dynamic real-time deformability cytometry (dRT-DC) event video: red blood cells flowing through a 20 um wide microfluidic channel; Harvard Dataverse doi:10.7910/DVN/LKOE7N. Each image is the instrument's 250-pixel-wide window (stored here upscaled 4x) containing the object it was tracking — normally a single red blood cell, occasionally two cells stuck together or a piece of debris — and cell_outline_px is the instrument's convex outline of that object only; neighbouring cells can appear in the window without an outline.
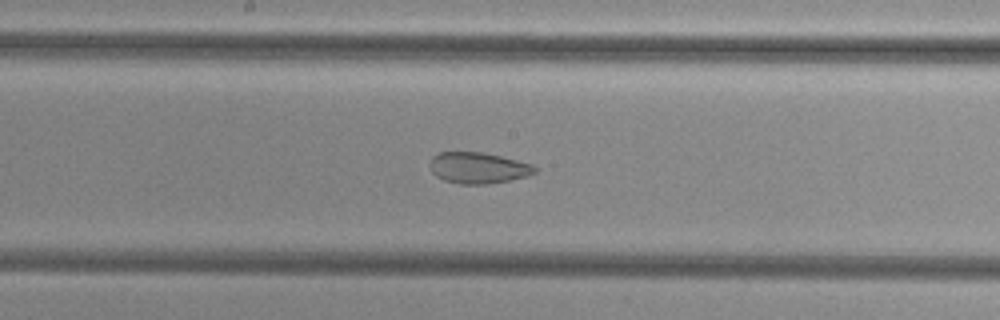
{"species": "common noctule bat (a hibernating species)", "species_latin": "Nyctalus noctula", "temperature_condition": "cold", "stored_images_in_passage": 43, "camera_frame_rate_fps": 3000, "um_per_image_px": 0.085, "animal": {"sex": "female", "body_mass_g": 29.2, "forearm_length_mm": 56.3}, "frame": {"image": 1, "passage_image": 18, "time_ms": 5.667, "image_size_px": [1000, 320], "cell_outline_px": [[536, 172], [528, 176], [508, 180], [484, 184], [460, 184], [444, 180], [436, 176], [432, 172], [428, 164], [432, 156], [440, 152], [484, 152], [532, 164], [536, 168]], "centroid_in_image_um": [40.61, 14.26], "position_along_channel_um": 207.6, "area_um2": 19.02}}
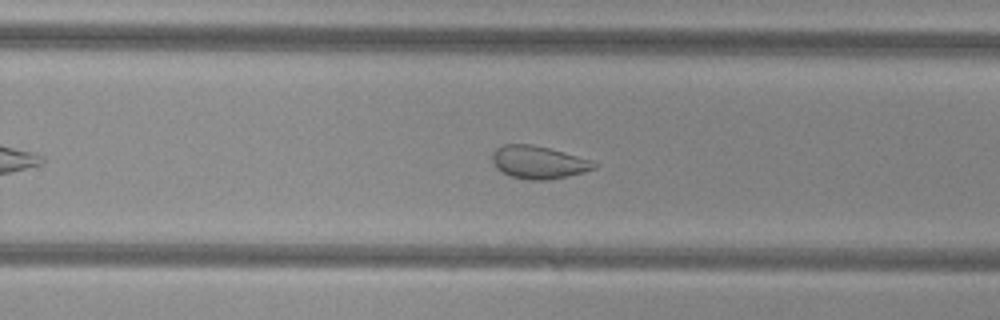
{"frame": {"image": 2, "passage_image": 24, "time_ms": 7.667, "image_size_px": [1000, 320], "cell_outline_px": [[596, 168], [584, 172], [568, 176], [548, 180], [528, 180], [512, 176], [496, 168], [492, 160], [492, 152], [496, 148], [504, 144], [532, 144], [564, 152], [592, 160], [596, 164]], "centroid_in_image_um": [45.77, 13.79], "position_along_channel_um": 284.0, "area_um2": 19.42}}
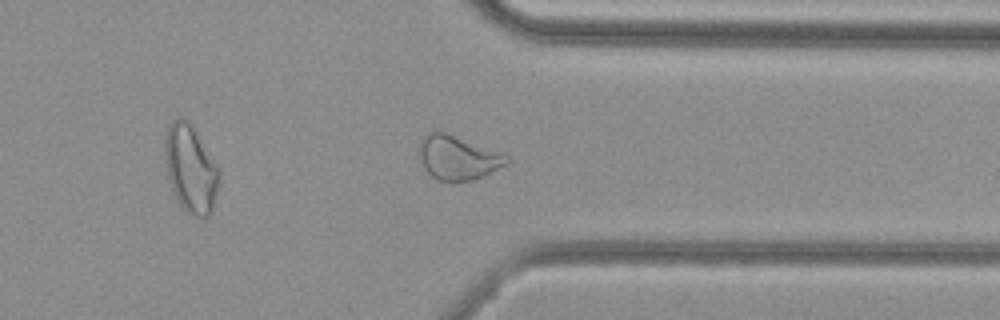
{"frame": {"image": 3, "passage_image": 31, "time_ms": 10.0, "image_size_px": [1000, 320], "cell_outline_px": [[508, 164], [484, 176], [472, 180], [436, 180], [424, 168], [420, 160], [420, 140], [428, 132], [436, 128], [508, 156]], "centroid_in_image_um": [38.88, 13.38], "position_along_channel_um": 372.5, "area_um2": 22.31}, "authors_computed_cell_mechanics": {"area_um2": 24.1026, "velocity_mm_per_s": 3.8343, "shape_relaxation_time_tau1_ms": null, "shape_relaxation_time_tau2_ms": 1.6558, "deformation_change_tau1": null, "deformation_change_tau2": 0.074}}